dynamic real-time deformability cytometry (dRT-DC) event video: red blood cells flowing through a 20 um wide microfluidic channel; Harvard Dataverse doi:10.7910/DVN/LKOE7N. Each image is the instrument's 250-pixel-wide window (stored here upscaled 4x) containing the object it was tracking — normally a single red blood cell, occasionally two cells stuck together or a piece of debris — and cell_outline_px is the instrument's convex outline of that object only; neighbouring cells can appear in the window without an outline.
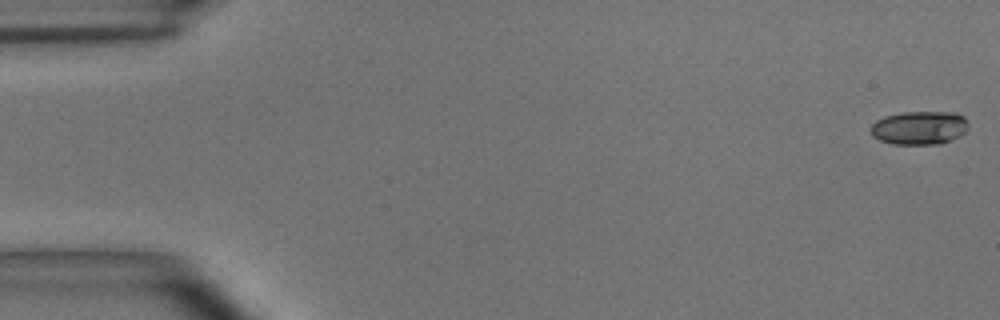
{"species": "common noctule bat (a hibernating species)", "species_latin": "Nyctalus noctula", "temperature_condition": "room temperature", "stored_images_in_passage": 54, "camera_frame_rate_fps": 3000, "um_per_image_px": 0.085, "animal": {"sex": "male", "body_mass_g": 15.6}, "frame": {"image": 1, "passage_image": 1, "time_ms": 0.0, "image_size_px": [1000, 320], "cell_outline_px": [[968, 128], [960, 136], [940, 144], [892, 144], [880, 140], [872, 136], [872, 124], [876, 120], [884, 116], [904, 112], [952, 112], [964, 116], [968, 124]], "centroid_in_image_um": [78.15, 10.86], "position_along_channel_um": 6.8, "area_um2": 19.07}}
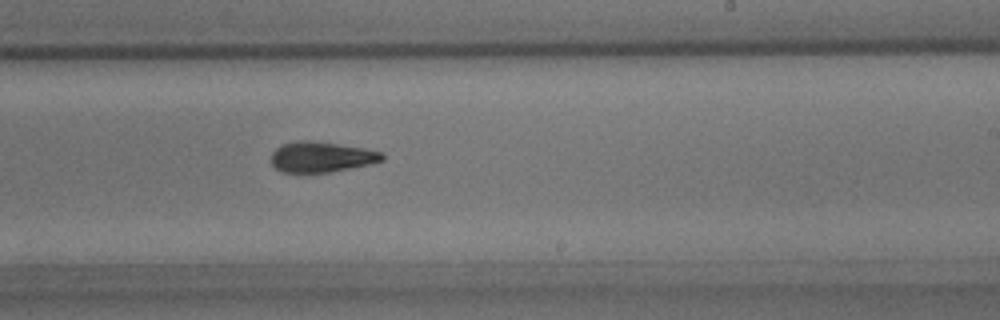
{"frame": {"image": 2, "passage_image": 33, "time_ms": 10.667, "image_size_px": [1000, 320], "cell_outline_px": [[384, 160], [368, 164], [328, 172], [280, 172], [272, 164], [272, 152], [276, 148], [284, 144], [296, 140], [308, 140], [364, 148], [384, 152]], "centroid_in_image_um": [27.31, 13.33], "position_along_channel_um": 261.7, "area_um2": 19.48}}
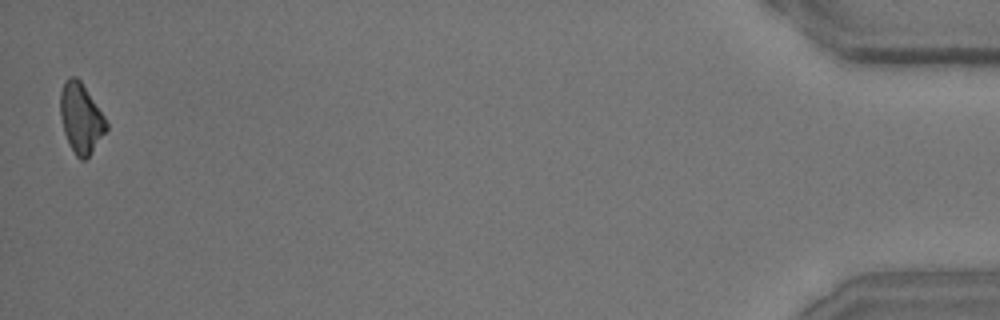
{"frame": {"image": 3, "passage_image": 54, "time_ms": 17.667, "image_size_px": [1000, 320], "cell_outline_px": [[108, 128], [88, 156], [84, 160], [80, 160], [76, 156], [64, 132], [60, 116], [60, 92], [64, 80], [72, 76], [76, 76], [80, 80], [104, 116], [108, 124]], "centroid_in_image_um": [6.86, 10.01], "position_along_channel_um": 428.3, "area_um2": 18.44}, "authors_computed_cell_mechanics": {"area_um2": 19.5364, "velocity_mm_per_s": 3.673, "shape_relaxation_time_tau1_ms": 3.2189, "shape_relaxation_time_tau2_ms": 4.4031, "deformation_change_tau1": 0.1421, "deformation_change_tau2": 0.1199}}